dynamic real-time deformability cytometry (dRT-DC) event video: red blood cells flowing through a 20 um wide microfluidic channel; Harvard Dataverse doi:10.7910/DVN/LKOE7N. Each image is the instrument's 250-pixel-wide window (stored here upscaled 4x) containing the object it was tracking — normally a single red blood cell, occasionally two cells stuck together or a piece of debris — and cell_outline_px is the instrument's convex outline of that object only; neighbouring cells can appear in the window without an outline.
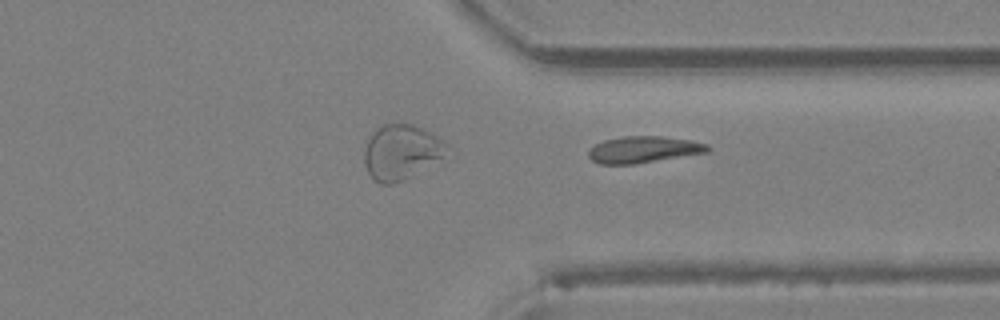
{"species": "Egyptian fruit bat (a non-hibernating species)", "species_latin": "Rousettus aegyptiacus", "temperature_condition": "room temperature", "stored_images_in_passage": 22, "camera_frame_rate_fps": 3000, "um_per_image_px": 0.085, "animal": {"sex": "female"}, "frame": {"image": 1, "passage_image": 22, "time_ms": 7.0, "image_size_px": [1000, 320], "cell_outline_px": [[712, 148], [708, 152], [632, 164], [600, 164], [592, 160], [588, 156], [588, 152], [596, 144], [604, 140], [624, 136], [664, 136], [692, 140], [708, 144]], "centroid_in_image_um": [54.73, 12.7], "position_along_channel_um": 356.7, "area_um2": 18.38}}